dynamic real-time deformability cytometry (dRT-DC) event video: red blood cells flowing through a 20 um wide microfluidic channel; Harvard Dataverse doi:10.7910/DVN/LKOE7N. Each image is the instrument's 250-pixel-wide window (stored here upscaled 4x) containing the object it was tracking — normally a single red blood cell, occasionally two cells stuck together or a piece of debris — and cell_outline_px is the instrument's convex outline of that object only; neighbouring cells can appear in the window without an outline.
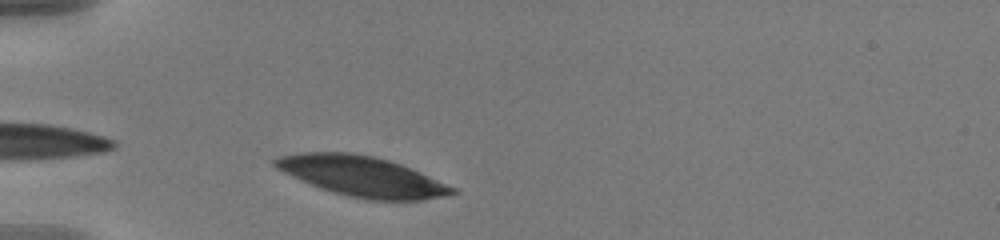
{"species": "human", "species_latin": "Homo sapiens", "temperature_condition": "warm", "stored_images_in_passage": 34, "camera_frame_rate_fps": 3000, "um_per_image_px": 0.085, "donor": {"sex": "male"}, "frame": {"image": 1, "passage_image": 2, "time_ms": 0.333, "image_size_px": [1000, 240], "cell_outline_px": [[460, 192], [420, 200], [368, 200], [348, 196], [332, 192], [320, 188], [292, 176], [276, 168], [272, 164], [272, 160], [276, 156], [296, 152], [352, 152], [372, 156], [388, 160], [400, 164], [420, 172], [456, 188]], "centroid_in_image_um": [30.72, 14.97], "position_along_channel_um": 54.3, "area_um2": 41.33}}
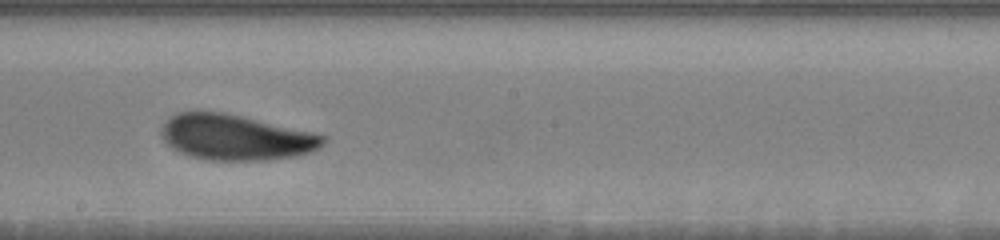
{"frame": {"image": 2, "passage_image": 18, "time_ms": 5.667, "image_size_px": [1000, 240], "cell_outline_px": [[324, 144], [312, 152], [296, 156], [268, 160], [204, 160], [180, 152], [172, 148], [164, 140], [160, 132], [160, 128], [172, 116], [180, 112], [196, 108], [224, 112], [312, 132], [324, 136]], "centroid_in_image_um": [19.99, 11.65], "position_along_channel_um": 228.2, "area_um2": 43.23}}
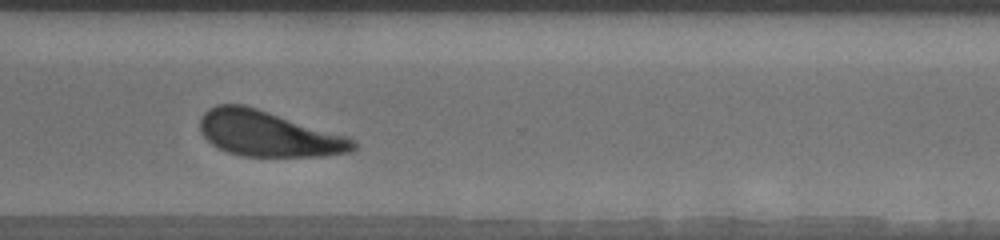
{"frame": {"image": 3, "passage_image": 28, "time_ms": 9.0, "image_size_px": [1000, 240], "cell_outline_px": [[356, 148], [352, 152], [324, 156], [244, 156], [228, 152], [212, 144], [200, 132], [200, 116], [208, 108], [216, 104], [244, 104], [348, 136], [356, 144]], "centroid_in_image_um": [22.8, 11.36], "position_along_channel_um": 347.8, "area_um2": 40.63}, "authors_computed_cell_mechanics": {"area_um2": 42.7431, "velocity_mm_per_s": 3.5965, "shape_relaxation_time_tau1_ms": 3.0514, "shape_relaxation_time_tau2_ms": 3.9035, "deformation_change_tau1": 0.1351, "deformation_change_tau2": 0.1049}}